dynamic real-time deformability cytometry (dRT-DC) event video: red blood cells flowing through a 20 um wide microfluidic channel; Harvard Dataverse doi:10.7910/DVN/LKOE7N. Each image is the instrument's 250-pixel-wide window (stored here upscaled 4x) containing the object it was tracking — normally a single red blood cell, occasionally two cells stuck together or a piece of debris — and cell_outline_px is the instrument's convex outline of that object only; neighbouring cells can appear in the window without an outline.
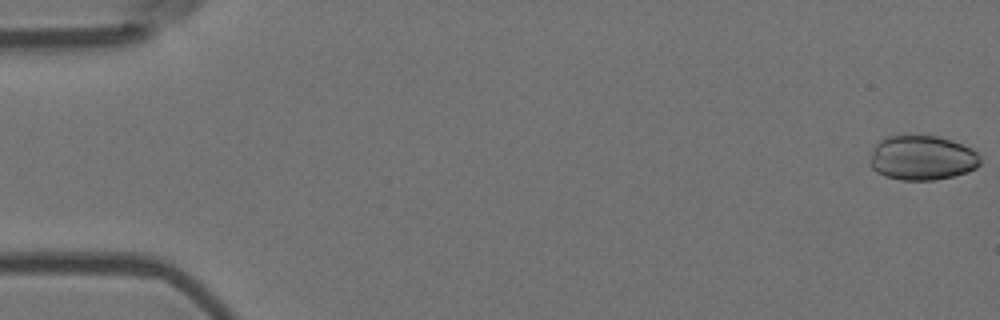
{"species": "Egyptian fruit bat (a non-hibernating species)", "species_latin": "Rousettus aegyptiacus", "temperature_condition": "room temperature", "stored_images_in_passage": 56, "camera_frame_rate_fps": 3000, "um_per_image_px": 0.085, "animal": {"sex": "female"}, "frame": {"image": 1, "passage_image": 1, "time_ms": 0.0, "image_size_px": [1000, 320], "cell_outline_px": [[980, 164], [976, 168], [968, 172], [936, 180], [900, 180], [884, 176], [876, 172], [872, 168], [868, 160], [872, 148], [884, 136], [904, 132], [936, 136], [952, 140], [972, 148], [980, 156]], "centroid_in_image_um": [78.32, 13.37], "position_along_channel_um": 6.7, "area_um2": 29.77}}
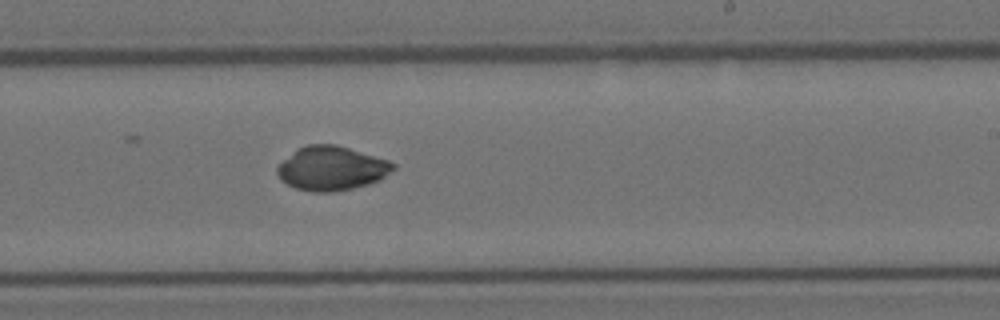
{"frame": {"image": 2, "passage_image": 34, "time_ms": 11.0, "image_size_px": [1000, 320], "cell_outline_px": [[396, 168], [380, 180], [368, 184], [352, 188], [332, 192], [312, 192], [296, 188], [280, 180], [276, 172], [276, 168], [296, 148], [308, 144], [336, 144], [388, 160], [396, 164]], "centroid_in_image_um": [28.18, 14.31], "position_along_channel_um": 260.8, "area_um2": 29.82}}
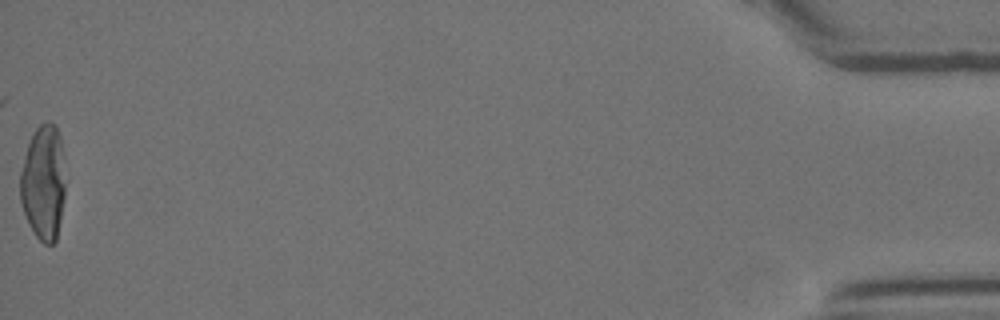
{"frame": {"image": 3, "passage_image": 56, "time_ms": 18.333, "image_size_px": [1000, 320], "cell_outline_px": [[68, 180], [56, 240], [52, 244], [44, 244], [36, 236], [28, 224], [20, 200], [20, 172], [24, 156], [28, 144], [36, 128], [40, 124], [48, 120], [56, 124], [60, 136]], "centroid_in_image_um": [3.73, 15.49], "position_along_channel_um": 431.5, "area_um2": 31.15}, "authors_computed_cell_mechanics": {"area_um2": 29.478, "velocity_mm_per_s": 3.6741, "shape_relaxation_time_tau1_ms": null, "shape_relaxation_time_tau2_ms": 1.6265, "deformation_change_tau1": null, "deformation_change_tau2": 0.0279}}